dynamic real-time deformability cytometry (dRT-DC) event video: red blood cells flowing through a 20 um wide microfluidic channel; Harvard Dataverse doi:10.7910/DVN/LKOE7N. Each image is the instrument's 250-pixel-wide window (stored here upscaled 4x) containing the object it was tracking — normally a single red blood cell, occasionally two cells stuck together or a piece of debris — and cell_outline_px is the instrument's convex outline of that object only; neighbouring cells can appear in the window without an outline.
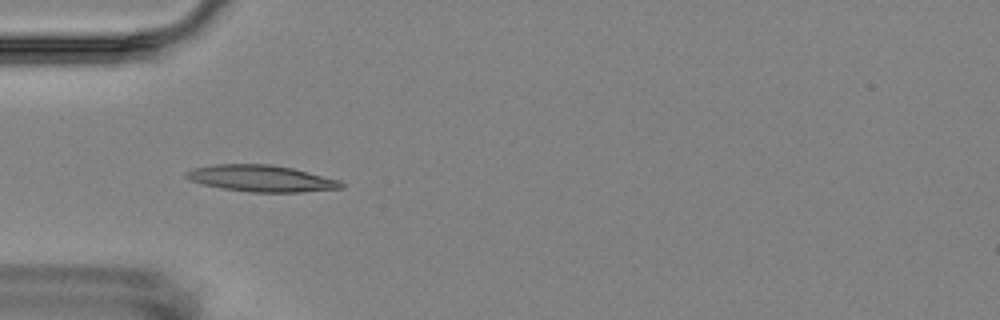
{"species": "Egyptian fruit bat (a non-hibernating species)", "species_latin": "Rousettus aegyptiacus", "temperature_condition": "room temperature", "stored_images_in_passage": 6, "camera_frame_rate_fps": 3000, "um_per_image_px": 0.085, "animal": {"sex": "female"}, "frame": {"image": 1, "passage_image": 5, "time_ms": 5.333, "image_size_px": [1000, 320], "cell_outline_px": [[344, 188], [300, 192], [252, 192], [224, 188], [204, 184], [188, 180], [184, 176], [184, 172], [192, 168], [212, 164], [272, 164], [292, 168], [340, 180], [344, 184]], "centroid_in_image_um": [22.18, 15.15], "position_along_channel_um": 62.8, "area_um2": 23.99}}